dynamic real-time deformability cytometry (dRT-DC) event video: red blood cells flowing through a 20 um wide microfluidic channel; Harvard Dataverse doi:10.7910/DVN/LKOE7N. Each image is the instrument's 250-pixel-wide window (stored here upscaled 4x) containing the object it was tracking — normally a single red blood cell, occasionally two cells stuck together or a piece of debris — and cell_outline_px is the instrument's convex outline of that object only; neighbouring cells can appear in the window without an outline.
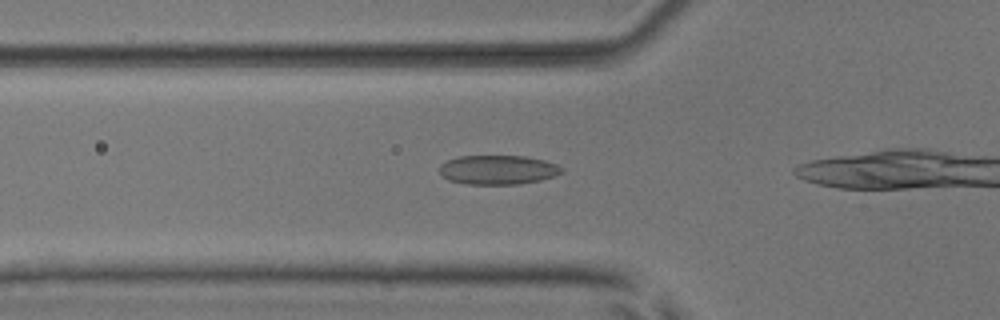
{"species": "common noctule bat (a hibernating species)", "species_latin": "Nyctalus noctula", "temperature_condition": "room temperature", "stored_images_in_passage": 12, "camera_frame_rate_fps": 3000, "um_per_image_px": 0.085, "animal": {"sex": "male", "body_mass_g": 17.9, "forearm_length_mm": 54.2}, "frame": {"image": 1, "passage_image": 4, "time_ms": 1.0, "image_size_px": [1000, 320], "cell_outline_px": [[564, 172], [540, 180], [520, 184], [464, 184], [448, 180], [440, 172], [440, 164], [448, 160], [460, 156], [524, 156], [544, 160], [556, 164], [564, 168]], "centroid_in_image_um": [42.33, 14.43], "position_along_channel_um": 83.5, "area_um2": 20.81}}
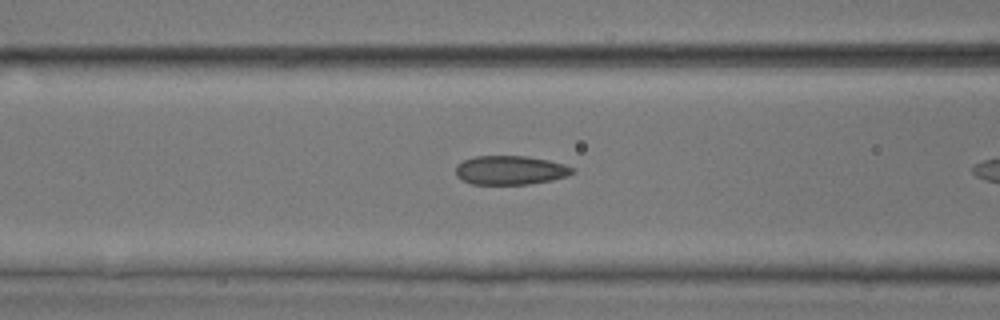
{"frame": {"image": 2, "passage_image": 7, "time_ms": 2.0, "image_size_px": [1000, 320], "cell_outline_px": [[576, 172], [568, 176], [552, 180], [528, 184], [472, 184], [456, 176], [456, 164], [472, 156], [528, 156], [548, 160], [564, 164], [572, 168]], "centroid_in_image_um": [43.38, 14.46], "position_along_channel_um": 123.2, "area_um2": 19.77}}
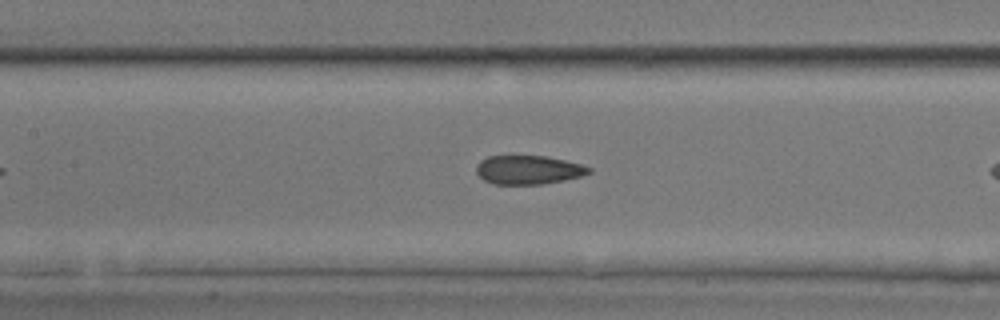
{"frame": {"image": 3, "passage_image": 10, "time_ms": 3.0, "image_size_px": [1000, 320], "cell_outline_px": [[592, 172], [580, 176], [564, 180], [544, 184], [492, 184], [484, 180], [476, 172], [476, 164], [480, 160], [488, 156], [544, 156], [564, 160], [580, 164], [592, 168]], "centroid_in_image_um": [44.89, 14.44], "position_along_channel_um": 162.5, "area_um2": 18.9}}